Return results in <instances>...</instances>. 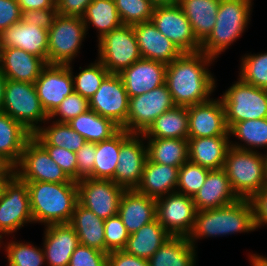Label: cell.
<instances>
[{
	"instance_id": "cell-60",
	"label": "cell",
	"mask_w": 267,
	"mask_h": 266,
	"mask_svg": "<svg viewBox=\"0 0 267 266\" xmlns=\"http://www.w3.org/2000/svg\"><path fill=\"white\" fill-rule=\"evenodd\" d=\"M154 6L174 5L178 4V0H150Z\"/></svg>"
},
{
	"instance_id": "cell-20",
	"label": "cell",
	"mask_w": 267,
	"mask_h": 266,
	"mask_svg": "<svg viewBox=\"0 0 267 266\" xmlns=\"http://www.w3.org/2000/svg\"><path fill=\"white\" fill-rule=\"evenodd\" d=\"M166 66L158 61L141 58L119 73L129 98L164 85Z\"/></svg>"
},
{
	"instance_id": "cell-45",
	"label": "cell",
	"mask_w": 267,
	"mask_h": 266,
	"mask_svg": "<svg viewBox=\"0 0 267 266\" xmlns=\"http://www.w3.org/2000/svg\"><path fill=\"white\" fill-rule=\"evenodd\" d=\"M210 170L187 160L179 168L176 192L193 196L199 191Z\"/></svg>"
},
{
	"instance_id": "cell-43",
	"label": "cell",
	"mask_w": 267,
	"mask_h": 266,
	"mask_svg": "<svg viewBox=\"0 0 267 266\" xmlns=\"http://www.w3.org/2000/svg\"><path fill=\"white\" fill-rule=\"evenodd\" d=\"M238 77L245 83L267 89V52L242 56Z\"/></svg>"
},
{
	"instance_id": "cell-40",
	"label": "cell",
	"mask_w": 267,
	"mask_h": 266,
	"mask_svg": "<svg viewBox=\"0 0 267 266\" xmlns=\"http://www.w3.org/2000/svg\"><path fill=\"white\" fill-rule=\"evenodd\" d=\"M121 147V129L111 138L96 143V159L92 179L112 180L118 164Z\"/></svg>"
},
{
	"instance_id": "cell-10",
	"label": "cell",
	"mask_w": 267,
	"mask_h": 266,
	"mask_svg": "<svg viewBox=\"0 0 267 266\" xmlns=\"http://www.w3.org/2000/svg\"><path fill=\"white\" fill-rule=\"evenodd\" d=\"M33 224L27 183L14 175L5 185L0 198V239L12 236L25 224Z\"/></svg>"
},
{
	"instance_id": "cell-3",
	"label": "cell",
	"mask_w": 267,
	"mask_h": 266,
	"mask_svg": "<svg viewBox=\"0 0 267 266\" xmlns=\"http://www.w3.org/2000/svg\"><path fill=\"white\" fill-rule=\"evenodd\" d=\"M256 230L253 209L249 199L220 208L197 211L189 242L195 247L200 239L249 233Z\"/></svg>"
},
{
	"instance_id": "cell-30",
	"label": "cell",
	"mask_w": 267,
	"mask_h": 266,
	"mask_svg": "<svg viewBox=\"0 0 267 266\" xmlns=\"http://www.w3.org/2000/svg\"><path fill=\"white\" fill-rule=\"evenodd\" d=\"M104 221L94 212L77 203L69 225L78 235L80 244L106 253Z\"/></svg>"
},
{
	"instance_id": "cell-1",
	"label": "cell",
	"mask_w": 267,
	"mask_h": 266,
	"mask_svg": "<svg viewBox=\"0 0 267 266\" xmlns=\"http://www.w3.org/2000/svg\"><path fill=\"white\" fill-rule=\"evenodd\" d=\"M215 60L205 53H182L166 66L165 84L175 106L189 107L208 101L216 88L209 66Z\"/></svg>"
},
{
	"instance_id": "cell-49",
	"label": "cell",
	"mask_w": 267,
	"mask_h": 266,
	"mask_svg": "<svg viewBox=\"0 0 267 266\" xmlns=\"http://www.w3.org/2000/svg\"><path fill=\"white\" fill-rule=\"evenodd\" d=\"M51 159L72 179L77 181L76 153L56 146H42Z\"/></svg>"
},
{
	"instance_id": "cell-9",
	"label": "cell",
	"mask_w": 267,
	"mask_h": 266,
	"mask_svg": "<svg viewBox=\"0 0 267 266\" xmlns=\"http://www.w3.org/2000/svg\"><path fill=\"white\" fill-rule=\"evenodd\" d=\"M97 41V59L110 74H119L142 58L133 26L122 24Z\"/></svg>"
},
{
	"instance_id": "cell-14",
	"label": "cell",
	"mask_w": 267,
	"mask_h": 266,
	"mask_svg": "<svg viewBox=\"0 0 267 266\" xmlns=\"http://www.w3.org/2000/svg\"><path fill=\"white\" fill-rule=\"evenodd\" d=\"M78 203L103 220L118 214L124 188L112 180L84 178L77 181Z\"/></svg>"
},
{
	"instance_id": "cell-7",
	"label": "cell",
	"mask_w": 267,
	"mask_h": 266,
	"mask_svg": "<svg viewBox=\"0 0 267 266\" xmlns=\"http://www.w3.org/2000/svg\"><path fill=\"white\" fill-rule=\"evenodd\" d=\"M237 79L220 98L228 128L240 121L267 118V89Z\"/></svg>"
},
{
	"instance_id": "cell-38",
	"label": "cell",
	"mask_w": 267,
	"mask_h": 266,
	"mask_svg": "<svg viewBox=\"0 0 267 266\" xmlns=\"http://www.w3.org/2000/svg\"><path fill=\"white\" fill-rule=\"evenodd\" d=\"M229 136L240 140L241 143L236 141L234 143L230 139V146L236 149L256 152L260 148H267V118L234 123L229 128ZM242 142L244 143L242 144Z\"/></svg>"
},
{
	"instance_id": "cell-42",
	"label": "cell",
	"mask_w": 267,
	"mask_h": 266,
	"mask_svg": "<svg viewBox=\"0 0 267 266\" xmlns=\"http://www.w3.org/2000/svg\"><path fill=\"white\" fill-rule=\"evenodd\" d=\"M10 266H42L45 264L43 248L30 242L10 241L3 247Z\"/></svg>"
},
{
	"instance_id": "cell-62",
	"label": "cell",
	"mask_w": 267,
	"mask_h": 266,
	"mask_svg": "<svg viewBox=\"0 0 267 266\" xmlns=\"http://www.w3.org/2000/svg\"><path fill=\"white\" fill-rule=\"evenodd\" d=\"M265 166H266V181H267V152L265 154Z\"/></svg>"
},
{
	"instance_id": "cell-57",
	"label": "cell",
	"mask_w": 267,
	"mask_h": 266,
	"mask_svg": "<svg viewBox=\"0 0 267 266\" xmlns=\"http://www.w3.org/2000/svg\"><path fill=\"white\" fill-rule=\"evenodd\" d=\"M15 166L0 154V176H14Z\"/></svg>"
},
{
	"instance_id": "cell-27",
	"label": "cell",
	"mask_w": 267,
	"mask_h": 266,
	"mask_svg": "<svg viewBox=\"0 0 267 266\" xmlns=\"http://www.w3.org/2000/svg\"><path fill=\"white\" fill-rule=\"evenodd\" d=\"M179 168L154 163L147 158L141 182L136 190L155 199L176 192Z\"/></svg>"
},
{
	"instance_id": "cell-50",
	"label": "cell",
	"mask_w": 267,
	"mask_h": 266,
	"mask_svg": "<svg viewBox=\"0 0 267 266\" xmlns=\"http://www.w3.org/2000/svg\"><path fill=\"white\" fill-rule=\"evenodd\" d=\"M77 157V181L84 178H92L94 162L96 159V143L86 142L76 152Z\"/></svg>"
},
{
	"instance_id": "cell-48",
	"label": "cell",
	"mask_w": 267,
	"mask_h": 266,
	"mask_svg": "<svg viewBox=\"0 0 267 266\" xmlns=\"http://www.w3.org/2000/svg\"><path fill=\"white\" fill-rule=\"evenodd\" d=\"M107 253L79 244L68 266H107Z\"/></svg>"
},
{
	"instance_id": "cell-39",
	"label": "cell",
	"mask_w": 267,
	"mask_h": 266,
	"mask_svg": "<svg viewBox=\"0 0 267 266\" xmlns=\"http://www.w3.org/2000/svg\"><path fill=\"white\" fill-rule=\"evenodd\" d=\"M82 19L87 31L90 25L97 29L98 40L122 25L114 0H93Z\"/></svg>"
},
{
	"instance_id": "cell-47",
	"label": "cell",
	"mask_w": 267,
	"mask_h": 266,
	"mask_svg": "<svg viewBox=\"0 0 267 266\" xmlns=\"http://www.w3.org/2000/svg\"><path fill=\"white\" fill-rule=\"evenodd\" d=\"M130 234L117 214L104 221L106 253L124 250Z\"/></svg>"
},
{
	"instance_id": "cell-51",
	"label": "cell",
	"mask_w": 267,
	"mask_h": 266,
	"mask_svg": "<svg viewBox=\"0 0 267 266\" xmlns=\"http://www.w3.org/2000/svg\"><path fill=\"white\" fill-rule=\"evenodd\" d=\"M23 13L16 0H0V34L22 20Z\"/></svg>"
},
{
	"instance_id": "cell-46",
	"label": "cell",
	"mask_w": 267,
	"mask_h": 266,
	"mask_svg": "<svg viewBox=\"0 0 267 266\" xmlns=\"http://www.w3.org/2000/svg\"><path fill=\"white\" fill-rule=\"evenodd\" d=\"M89 109V100L73 91L64 98L56 110L49 116V120L56 119L54 120L55 122L68 123L71 119L87 112Z\"/></svg>"
},
{
	"instance_id": "cell-16",
	"label": "cell",
	"mask_w": 267,
	"mask_h": 266,
	"mask_svg": "<svg viewBox=\"0 0 267 266\" xmlns=\"http://www.w3.org/2000/svg\"><path fill=\"white\" fill-rule=\"evenodd\" d=\"M151 21L182 53L200 51L192 25L178 4L155 6Z\"/></svg>"
},
{
	"instance_id": "cell-35",
	"label": "cell",
	"mask_w": 267,
	"mask_h": 266,
	"mask_svg": "<svg viewBox=\"0 0 267 266\" xmlns=\"http://www.w3.org/2000/svg\"><path fill=\"white\" fill-rule=\"evenodd\" d=\"M67 124L87 142L93 143L107 140L121 129L113 120L102 117L90 109L71 119Z\"/></svg>"
},
{
	"instance_id": "cell-26",
	"label": "cell",
	"mask_w": 267,
	"mask_h": 266,
	"mask_svg": "<svg viewBox=\"0 0 267 266\" xmlns=\"http://www.w3.org/2000/svg\"><path fill=\"white\" fill-rule=\"evenodd\" d=\"M239 199L223 169L210 170L205 182L193 196L197 211L224 207Z\"/></svg>"
},
{
	"instance_id": "cell-19",
	"label": "cell",
	"mask_w": 267,
	"mask_h": 266,
	"mask_svg": "<svg viewBox=\"0 0 267 266\" xmlns=\"http://www.w3.org/2000/svg\"><path fill=\"white\" fill-rule=\"evenodd\" d=\"M189 138L229 136L225 109L220 98L187 107Z\"/></svg>"
},
{
	"instance_id": "cell-54",
	"label": "cell",
	"mask_w": 267,
	"mask_h": 266,
	"mask_svg": "<svg viewBox=\"0 0 267 266\" xmlns=\"http://www.w3.org/2000/svg\"><path fill=\"white\" fill-rule=\"evenodd\" d=\"M93 0H56L58 15L83 18Z\"/></svg>"
},
{
	"instance_id": "cell-25",
	"label": "cell",
	"mask_w": 267,
	"mask_h": 266,
	"mask_svg": "<svg viewBox=\"0 0 267 266\" xmlns=\"http://www.w3.org/2000/svg\"><path fill=\"white\" fill-rule=\"evenodd\" d=\"M118 215L131 235L156 217V199L138 192L125 190L119 203Z\"/></svg>"
},
{
	"instance_id": "cell-32",
	"label": "cell",
	"mask_w": 267,
	"mask_h": 266,
	"mask_svg": "<svg viewBox=\"0 0 267 266\" xmlns=\"http://www.w3.org/2000/svg\"><path fill=\"white\" fill-rule=\"evenodd\" d=\"M188 237L172 236L148 260L150 266H196L197 249Z\"/></svg>"
},
{
	"instance_id": "cell-28",
	"label": "cell",
	"mask_w": 267,
	"mask_h": 266,
	"mask_svg": "<svg viewBox=\"0 0 267 266\" xmlns=\"http://www.w3.org/2000/svg\"><path fill=\"white\" fill-rule=\"evenodd\" d=\"M230 136L188 138L189 160L209 170L222 169Z\"/></svg>"
},
{
	"instance_id": "cell-24",
	"label": "cell",
	"mask_w": 267,
	"mask_h": 266,
	"mask_svg": "<svg viewBox=\"0 0 267 266\" xmlns=\"http://www.w3.org/2000/svg\"><path fill=\"white\" fill-rule=\"evenodd\" d=\"M47 63L40 57L13 47H1L0 71L8 80L34 84Z\"/></svg>"
},
{
	"instance_id": "cell-56",
	"label": "cell",
	"mask_w": 267,
	"mask_h": 266,
	"mask_svg": "<svg viewBox=\"0 0 267 266\" xmlns=\"http://www.w3.org/2000/svg\"><path fill=\"white\" fill-rule=\"evenodd\" d=\"M22 13L39 9H54L56 0H16Z\"/></svg>"
},
{
	"instance_id": "cell-23",
	"label": "cell",
	"mask_w": 267,
	"mask_h": 266,
	"mask_svg": "<svg viewBox=\"0 0 267 266\" xmlns=\"http://www.w3.org/2000/svg\"><path fill=\"white\" fill-rule=\"evenodd\" d=\"M133 29L142 58L168 65L182 54L179 48L165 37L152 21L136 24Z\"/></svg>"
},
{
	"instance_id": "cell-59",
	"label": "cell",
	"mask_w": 267,
	"mask_h": 266,
	"mask_svg": "<svg viewBox=\"0 0 267 266\" xmlns=\"http://www.w3.org/2000/svg\"><path fill=\"white\" fill-rule=\"evenodd\" d=\"M6 81H7V78L0 71V112H2V108H3L4 89H5Z\"/></svg>"
},
{
	"instance_id": "cell-44",
	"label": "cell",
	"mask_w": 267,
	"mask_h": 266,
	"mask_svg": "<svg viewBox=\"0 0 267 266\" xmlns=\"http://www.w3.org/2000/svg\"><path fill=\"white\" fill-rule=\"evenodd\" d=\"M122 24L134 26L151 21L155 6L150 0H114Z\"/></svg>"
},
{
	"instance_id": "cell-33",
	"label": "cell",
	"mask_w": 267,
	"mask_h": 266,
	"mask_svg": "<svg viewBox=\"0 0 267 266\" xmlns=\"http://www.w3.org/2000/svg\"><path fill=\"white\" fill-rule=\"evenodd\" d=\"M172 236L154 220L131 234L124 248L128 254L149 260L150 257Z\"/></svg>"
},
{
	"instance_id": "cell-15",
	"label": "cell",
	"mask_w": 267,
	"mask_h": 266,
	"mask_svg": "<svg viewBox=\"0 0 267 266\" xmlns=\"http://www.w3.org/2000/svg\"><path fill=\"white\" fill-rule=\"evenodd\" d=\"M197 213L193 198L174 192L156 199L158 222L171 236H185L192 232Z\"/></svg>"
},
{
	"instance_id": "cell-13",
	"label": "cell",
	"mask_w": 267,
	"mask_h": 266,
	"mask_svg": "<svg viewBox=\"0 0 267 266\" xmlns=\"http://www.w3.org/2000/svg\"><path fill=\"white\" fill-rule=\"evenodd\" d=\"M146 160L144 135L128 133L121 128V147L114 182L125 190L136 189L141 182Z\"/></svg>"
},
{
	"instance_id": "cell-34",
	"label": "cell",
	"mask_w": 267,
	"mask_h": 266,
	"mask_svg": "<svg viewBox=\"0 0 267 266\" xmlns=\"http://www.w3.org/2000/svg\"><path fill=\"white\" fill-rule=\"evenodd\" d=\"M32 134L18 121L0 112V154L16 166Z\"/></svg>"
},
{
	"instance_id": "cell-11",
	"label": "cell",
	"mask_w": 267,
	"mask_h": 266,
	"mask_svg": "<svg viewBox=\"0 0 267 266\" xmlns=\"http://www.w3.org/2000/svg\"><path fill=\"white\" fill-rule=\"evenodd\" d=\"M15 175L24 182L68 183L72 181L33 137L24 146L21 158L15 166Z\"/></svg>"
},
{
	"instance_id": "cell-12",
	"label": "cell",
	"mask_w": 267,
	"mask_h": 266,
	"mask_svg": "<svg viewBox=\"0 0 267 266\" xmlns=\"http://www.w3.org/2000/svg\"><path fill=\"white\" fill-rule=\"evenodd\" d=\"M166 84L129 99L126 123L121 127L128 133L143 134L154 120L174 107Z\"/></svg>"
},
{
	"instance_id": "cell-55",
	"label": "cell",
	"mask_w": 267,
	"mask_h": 266,
	"mask_svg": "<svg viewBox=\"0 0 267 266\" xmlns=\"http://www.w3.org/2000/svg\"><path fill=\"white\" fill-rule=\"evenodd\" d=\"M107 266H150L149 261L128 254L124 250L109 252Z\"/></svg>"
},
{
	"instance_id": "cell-17",
	"label": "cell",
	"mask_w": 267,
	"mask_h": 266,
	"mask_svg": "<svg viewBox=\"0 0 267 266\" xmlns=\"http://www.w3.org/2000/svg\"><path fill=\"white\" fill-rule=\"evenodd\" d=\"M129 96L119 74H108L89 99V108L122 127L127 120Z\"/></svg>"
},
{
	"instance_id": "cell-31",
	"label": "cell",
	"mask_w": 267,
	"mask_h": 266,
	"mask_svg": "<svg viewBox=\"0 0 267 266\" xmlns=\"http://www.w3.org/2000/svg\"><path fill=\"white\" fill-rule=\"evenodd\" d=\"M144 139L189 138V116L187 107L174 106L157 117L150 127L143 133Z\"/></svg>"
},
{
	"instance_id": "cell-22",
	"label": "cell",
	"mask_w": 267,
	"mask_h": 266,
	"mask_svg": "<svg viewBox=\"0 0 267 266\" xmlns=\"http://www.w3.org/2000/svg\"><path fill=\"white\" fill-rule=\"evenodd\" d=\"M43 251L47 266H68L79 243L78 235L68 224L45 226Z\"/></svg>"
},
{
	"instance_id": "cell-58",
	"label": "cell",
	"mask_w": 267,
	"mask_h": 266,
	"mask_svg": "<svg viewBox=\"0 0 267 266\" xmlns=\"http://www.w3.org/2000/svg\"><path fill=\"white\" fill-rule=\"evenodd\" d=\"M251 266H267V257L259 254H249Z\"/></svg>"
},
{
	"instance_id": "cell-18",
	"label": "cell",
	"mask_w": 267,
	"mask_h": 266,
	"mask_svg": "<svg viewBox=\"0 0 267 266\" xmlns=\"http://www.w3.org/2000/svg\"><path fill=\"white\" fill-rule=\"evenodd\" d=\"M34 84L48 116L74 91L72 72L68 65L47 64Z\"/></svg>"
},
{
	"instance_id": "cell-2",
	"label": "cell",
	"mask_w": 267,
	"mask_h": 266,
	"mask_svg": "<svg viewBox=\"0 0 267 266\" xmlns=\"http://www.w3.org/2000/svg\"><path fill=\"white\" fill-rule=\"evenodd\" d=\"M34 223L68 224L78 203L77 181L68 183L26 182Z\"/></svg>"
},
{
	"instance_id": "cell-41",
	"label": "cell",
	"mask_w": 267,
	"mask_h": 266,
	"mask_svg": "<svg viewBox=\"0 0 267 266\" xmlns=\"http://www.w3.org/2000/svg\"><path fill=\"white\" fill-rule=\"evenodd\" d=\"M71 65L68 64V67L72 72L74 91L89 100L99 89L104 78L109 74L108 70L96 59L94 63H90L86 68L79 67L81 71L74 76Z\"/></svg>"
},
{
	"instance_id": "cell-61",
	"label": "cell",
	"mask_w": 267,
	"mask_h": 266,
	"mask_svg": "<svg viewBox=\"0 0 267 266\" xmlns=\"http://www.w3.org/2000/svg\"><path fill=\"white\" fill-rule=\"evenodd\" d=\"M13 176H0V198L3 194L5 185L9 182V180L12 178Z\"/></svg>"
},
{
	"instance_id": "cell-29",
	"label": "cell",
	"mask_w": 267,
	"mask_h": 266,
	"mask_svg": "<svg viewBox=\"0 0 267 266\" xmlns=\"http://www.w3.org/2000/svg\"><path fill=\"white\" fill-rule=\"evenodd\" d=\"M221 0H178V5L192 25L196 40L202 44L211 34Z\"/></svg>"
},
{
	"instance_id": "cell-8",
	"label": "cell",
	"mask_w": 267,
	"mask_h": 266,
	"mask_svg": "<svg viewBox=\"0 0 267 266\" xmlns=\"http://www.w3.org/2000/svg\"><path fill=\"white\" fill-rule=\"evenodd\" d=\"M87 34L82 18L57 15L48 29V64H72Z\"/></svg>"
},
{
	"instance_id": "cell-5",
	"label": "cell",
	"mask_w": 267,
	"mask_h": 266,
	"mask_svg": "<svg viewBox=\"0 0 267 266\" xmlns=\"http://www.w3.org/2000/svg\"><path fill=\"white\" fill-rule=\"evenodd\" d=\"M240 199H250L267 185L265 154L229 147L222 168Z\"/></svg>"
},
{
	"instance_id": "cell-36",
	"label": "cell",
	"mask_w": 267,
	"mask_h": 266,
	"mask_svg": "<svg viewBox=\"0 0 267 266\" xmlns=\"http://www.w3.org/2000/svg\"><path fill=\"white\" fill-rule=\"evenodd\" d=\"M147 158L159 164L181 167L189 160L188 140L156 138L145 139Z\"/></svg>"
},
{
	"instance_id": "cell-21",
	"label": "cell",
	"mask_w": 267,
	"mask_h": 266,
	"mask_svg": "<svg viewBox=\"0 0 267 266\" xmlns=\"http://www.w3.org/2000/svg\"><path fill=\"white\" fill-rule=\"evenodd\" d=\"M1 47H13L42 58L48 64V30L27 24H12L0 34Z\"/></svg>"
},
{
	"instance_id": "cell-4",
	"label": "cell",
	"mask_w": 267,
	"mask_h": 266,
	"mask_svg": "<svg viewBox=\"0 0 267 266\" xmlns=\"http://www.w3.org/2000/svg\"><path fill=\"white\" fill-rule=\"evenodd\" d=\"M253 0H221L215 26L200 51L216 60L248 28Z\"/></svg>"
},
{
	"instance_id": "cell-37",
	"label": "cell",
	"mask_w": 267,
	"mask_h": 266,
	"mask_svg": "<svg viewBox=\"0 0 267 266\" xmlns=\"http://www.w3.org/2000/svg\"><path fill=\"white\" fill-rule=\"evenodd\" d=\"M48 123L51 124L49 126H41L32 135L41 146H56L76 153L87 142L67 123L49 121V118L46 121V124Z\"/></svg>"
},
{
	"instance_id": "cell-53",
	"label": "cell",
	"mask_w": 267,
	"mask_h": 266,
	"mask_svg": "<svg viewBox=\"0 0 267 266\" xmlns=\"http://www.w3.org/2000/svg\"><path fill=\"white\" fill-rule=\"evenodd\" d=\"M58 15L57 8L54 9H37L23 12L22 20L27 24L36 25L48 30Z\"/></svg>"
},
{
	"instance_id": "cell-6",
	"label": "cell",
	"mask_w": 267,
	"mask_h": 266,
	"mask_svg": "<svg viewBox=\"0 0 267 266\" xmlns=\"http://www.w3.org/2000/svg\"><path fill=\"white\" fill-rule=\"evenodd\" d=\"M2 112L18 121L32 135L49 116L42 107L35 84L8 80L4 89Z\"/></svg>"
},
{
	"instance_id": "cell-52",
	"label": "cell",
	"mask_w": 267,
	"mask_h": 266,
	"mask_svg": "<svg viewBox=\"0 0 267 266\" xmlns=\"http://www.w3.org/2000/svg\"><path fill=\"white\" fill-rule=\"evenodd\" d=\"M253 209V217L256 230L262 226H267V185L250 199Z\"/></svg>"
}]
</instances>
